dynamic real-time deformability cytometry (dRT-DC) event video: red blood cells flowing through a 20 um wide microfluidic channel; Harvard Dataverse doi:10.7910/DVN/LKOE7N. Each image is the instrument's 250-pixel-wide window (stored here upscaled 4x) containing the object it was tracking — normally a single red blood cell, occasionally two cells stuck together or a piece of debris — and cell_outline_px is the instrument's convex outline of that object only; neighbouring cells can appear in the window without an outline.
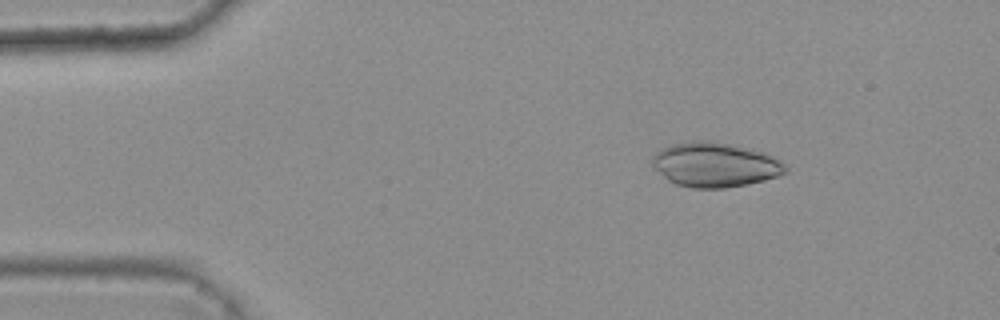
{"species": "common noctule bat (a hibernating species)", "species_latin": "Nyctalus noctula", "temperature_condition": "warm", "stored_images_in_passage": 41, "camera_frame_rate_fps": 3000, "um_per_image_px": 0.085, "animal": {"sex": "female", "body_mass_g": 25.1}, "frame": {"image": 1, "passage_image": 3, "time_ms": 0.667, "image_size_px": [1000, 320], "cell_outline_px": [[788, 172], [764, 180], [748, 184], [724, 188], [692, 188], [676, 184], [668, 180], [652, 164], [652, 156], [656, 152], [668, 144], [692, 140], [708, 140], [736, 144], [764, 152], [772, 156], [784, 164], [788, 168]], "centroid_in_image_um": [60.77, 13.98], "position_along_channel_um": 24.2, "area_um2": 34.85}}
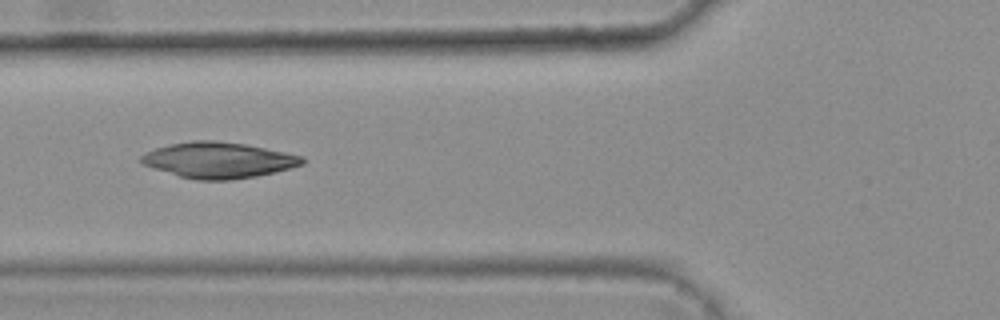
{"frame": {"image": 2, "passage_image": 15, "time_ms": 4.667, "image_size_px": [1000, 320], "cell_outline_px": [[304, 164], [276, 172], [256, 176], [232, 180], [196, 180], [180, 176], [152, 168], [144, 164], [140, 160], [140, 156], [156, 148], [172, 144], [192, 140], [216, 140], [244, 144], [304, 156]], "centroid_in_image_um": [18.59, 13.61], "position_along_channel_um": 107.2, "area_um2": 33.47}}
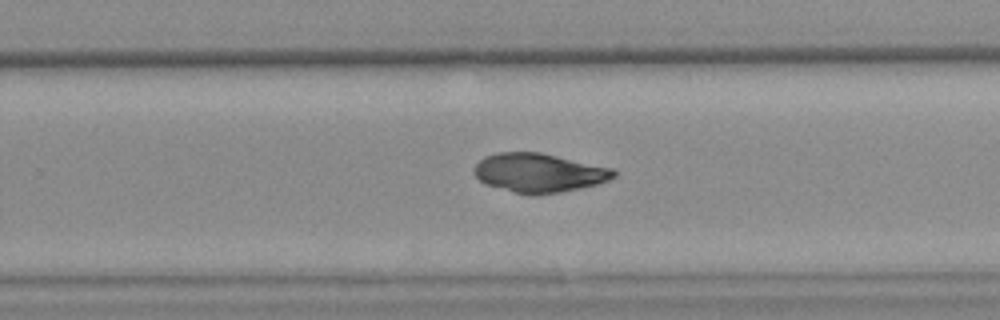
{"frame": {"image": 3, "passage_image": 29, "time_ms": 9.333, "image_size_px": [1000, 320], "cell_outline_px": [[616, 176], [608, 180], [596, 184], [560, 192], [516, 192], [488, 184], [480, 180], [472, 172], [472, 168], [484, 156], [496, 152], [540, 152], [612, 168], [616, 172]], "centroid_in_image_um": [45.79, 14.64], "position_along_channel_um": 284.0, "area_um2": 30.87}}